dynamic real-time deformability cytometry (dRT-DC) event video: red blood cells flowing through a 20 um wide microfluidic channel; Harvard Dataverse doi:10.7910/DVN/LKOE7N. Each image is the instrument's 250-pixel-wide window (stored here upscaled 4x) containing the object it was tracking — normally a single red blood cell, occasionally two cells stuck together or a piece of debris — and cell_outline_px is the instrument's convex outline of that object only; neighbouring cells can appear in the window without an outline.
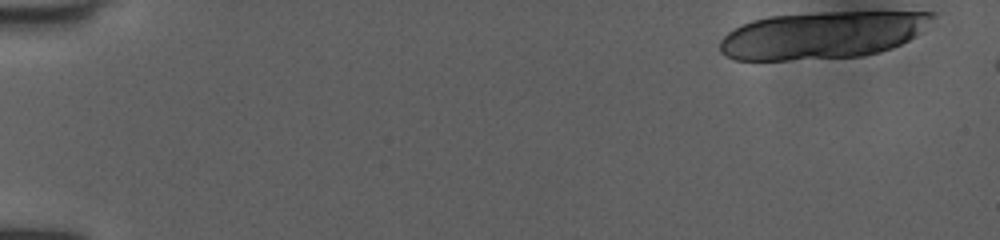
{"species": "human", "species_latin": "Homo sapiens", "temperature_condition": "room temperature", "stored_images_in_passage": 18, "camera_frame_rate_fps": 3000, "um_per_image_px": 0.085, "donor": {"sex": "female"}, "frame": {"image": 1, "passage_image": 1, "time_ms": 0.0, "image_size_px": [1000, 240], "cell_outline_px": [[936, 16], [916, 36], [892, 48], [880, 52], [860, 56], [788, 60], [736, 60], [724, 56], [720, 52], [720, 40], [728, 32], [752, 20], [768, 16], [820, 12], [936, 12]], "centroid_in_image_um": [69.88, 2.98], "position_along_channel_um": 15.1, "area_um2": 58.49}}